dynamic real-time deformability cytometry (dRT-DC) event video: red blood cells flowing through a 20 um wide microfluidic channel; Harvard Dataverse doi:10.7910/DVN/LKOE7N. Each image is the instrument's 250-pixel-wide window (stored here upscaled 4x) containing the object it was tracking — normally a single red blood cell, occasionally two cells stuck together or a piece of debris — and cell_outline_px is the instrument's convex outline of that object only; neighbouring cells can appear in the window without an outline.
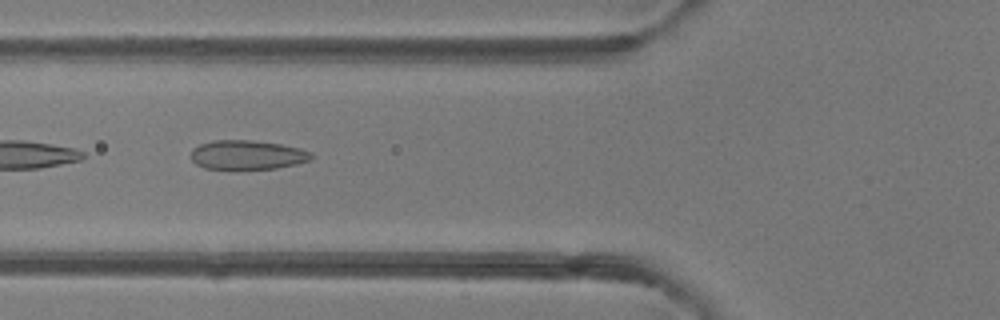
{"species": "common noctule bat (a hibernating species)", "species_latin": "Nyctalus noctula", "temperature_condition": "room temperature", "stored_images_in_passage": 6, "camera_frame_rate_fps": 3000, "um_per_image_px": 0.085, "animal": {"sex": "female"}, "frame": {"image": 1, "passage_image": 5, "time_ms": 5.333, "image_size_px": [1000, 320], "cell_outline_px": [[312, 160], [296, 164], [276, 168], [204, 168], [196, 164], [192, 160], [192, 148], [200, 144], [212, 140], [252, 140], [280, 144], [300, 148], [312, 152]], "centroid_in_image_um": [21.04, 13.15], "position_along_channel_um": 104.8, "area_um2": 20.35}}
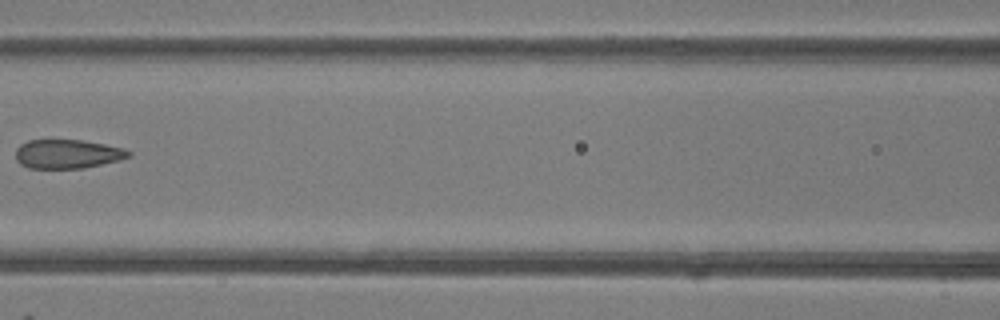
{"frame": {"image": 2, "passage_image": 6, "time_ms": 6.667, "image_size_px": [1000, 320], "cell_outline_px": [[132, 156], [120, 160], [84, 168], [28, 168], [20, 164], [16, 160], [16, 148], [20, 144], [28, 140], [80, 140], [104, 144], [124, 148], [132, 152]], "centroid_in_image_um": [5.74, 13.09], "position_along_channel_um": 160.9, "area_um2": 19.19}}